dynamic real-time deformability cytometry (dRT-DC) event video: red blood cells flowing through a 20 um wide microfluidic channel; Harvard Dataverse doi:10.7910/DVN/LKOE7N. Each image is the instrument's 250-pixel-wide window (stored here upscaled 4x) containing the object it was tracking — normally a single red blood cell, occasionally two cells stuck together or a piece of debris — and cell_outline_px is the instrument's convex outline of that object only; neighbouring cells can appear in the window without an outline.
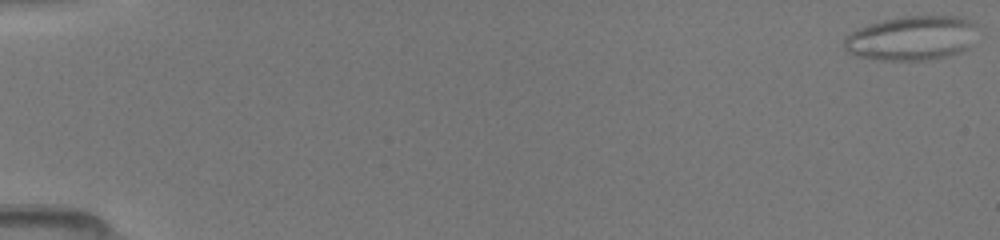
{"species": "common noctule bat (a hibernating species)", "species_latin": "Nyctalus noctula", "temperature_condition": "room temperature", "stored_images_in_passage": 51, "camera_frame_rate_fps": 3000, "um_per_image_px": 0.085, "animal": {"sex": "female", "body_mass_g": 19.5, "forearm_length_mm": 54.1}, "frame": {"image": 1, "passage_image": 1, "time_ms": 0.0, "image_size_px": [1000, 240], "cell_outline_px": [[972, 24], [964, 48], [960, 52], [944, 56], [924, 60], [884, 60], [856, 56], [848, 52], [844, 48], [844, 40], [852, 32], [860, 28], [884, 20], [908, 16], [956, 16], [968, 20]], "centroid_in_image_um": [77.35, 3.25], "position_along_channel_um": 7.7, "area_um2": 32.95}}
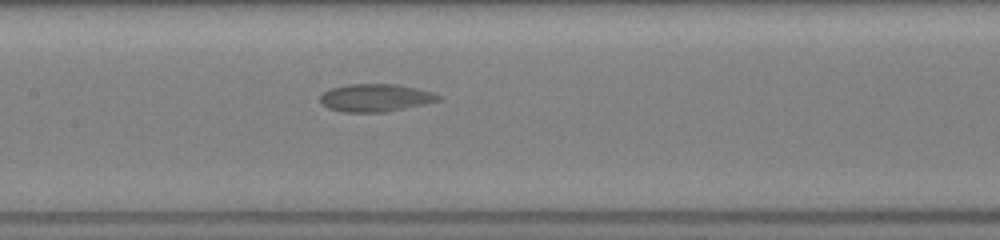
{"frame": {"image": 2, "passage_image": 26, "time_ms": 8.333, "image_size_px": [1000, 240], "cell_outline_px": [[440, 100], [424, 104], [384, 112], [344, 112], [328, 108], [320, 104], [320, 96], [324, 92], [332, 88], [348, 84], [396, 84], [416, 88], [432, 92], [440, 96]], "centroid_in_image_um": [31.88, 8.31], "position_along_channel_um": 175.5, "area_um2": 18.96}}
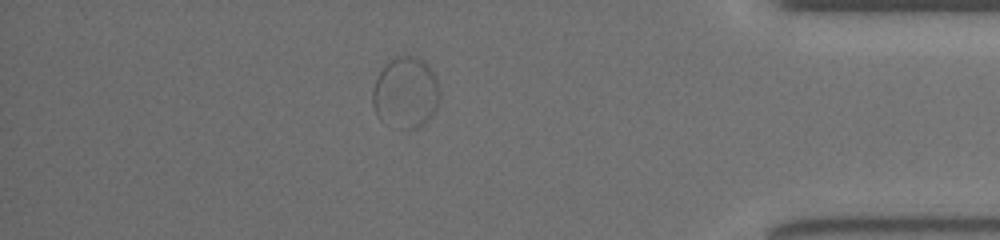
{"frame": {"image": 3, "passage_image": 45, "time_ms": 14.667, "image_size_px": [1000, 240], "cell_outline_px": [[440, 92], [436, 108], [432, 116], [428, 120], [416, 128], [400, 128], [380, 120], [376, 116], [372, 104], [372, 88], [376, 76], [384, 64], [396, 56], [404, 52], [416, 56], [424, 60], [432, 68]], "centroid_in_image_um": [34.45, 7.82], "position_along_channel_um": 400.7, "area_um2": 28.5}}